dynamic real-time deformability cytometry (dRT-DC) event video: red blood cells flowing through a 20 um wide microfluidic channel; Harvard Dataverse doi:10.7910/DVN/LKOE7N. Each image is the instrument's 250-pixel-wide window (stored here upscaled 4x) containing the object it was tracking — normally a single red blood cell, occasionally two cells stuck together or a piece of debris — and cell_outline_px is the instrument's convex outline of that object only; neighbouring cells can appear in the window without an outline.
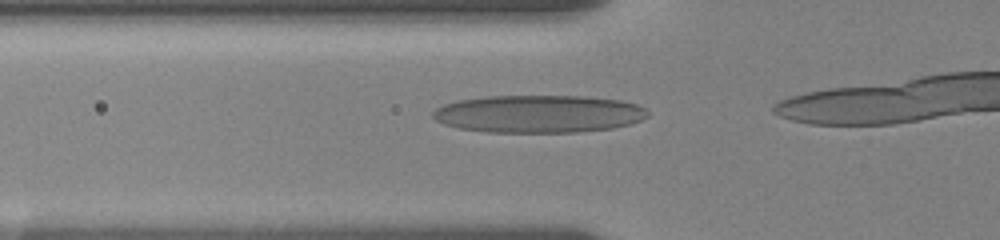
{"species": "human", "species_latin": "Homo sapiens", "temperature_condition": "room temperature", "stored_images_in_passage": 19, "camera_frame_rate_fps": 3000, "um_per_image_px": 0.085, "donor": {"sex": "female"}, "frame": {"image": 1, "passage_image": 14, "time_ms": 4.333, "image_size_px": [1000, 240], "cell_outline_px": [[648, 116], [632, 124], [612, 128], [576, 132], [488, 132], [460, 128], [444, 124], [436, 120], [432, 116], [432, 112], [436, 108], [444, 104], [460, 100], [488, 96], [584, 96], [620, 100], [636, 104], [644, 108], [648, 112]], "centroid_in_image_um": [45.79, 9.68], "position_along_channel_um": 80.0, "area_um2": 47.05}}
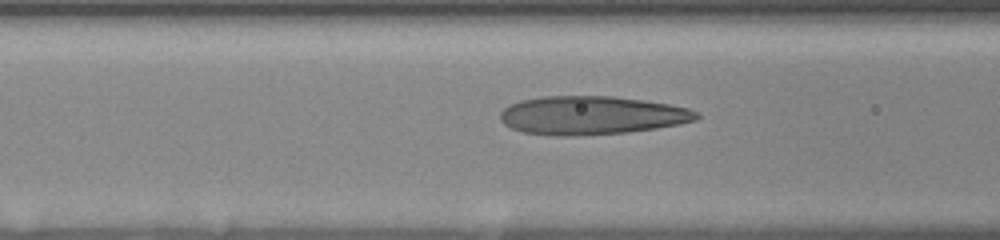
{"frame": {"image": 2, "passage_image": 17, "time_ms": 5.333, "image_size_px": [1000, 240], "cell_outline_px": [[700, 116], [696, 120], [680, 124], [656, 128], [628, 132], [572, 136], [552, 136], [520, 132], [504, 124], [500, 120], [500, 112], [504, 108], [520, 100], [544, 96], [612, 96], [644, 100], [668, 104], [688, 108], [696, 112]], "centroid_in_image_um": [50.26, 9.81], "position_along_channel_um": 116.3, "area_um2": 44.16}}